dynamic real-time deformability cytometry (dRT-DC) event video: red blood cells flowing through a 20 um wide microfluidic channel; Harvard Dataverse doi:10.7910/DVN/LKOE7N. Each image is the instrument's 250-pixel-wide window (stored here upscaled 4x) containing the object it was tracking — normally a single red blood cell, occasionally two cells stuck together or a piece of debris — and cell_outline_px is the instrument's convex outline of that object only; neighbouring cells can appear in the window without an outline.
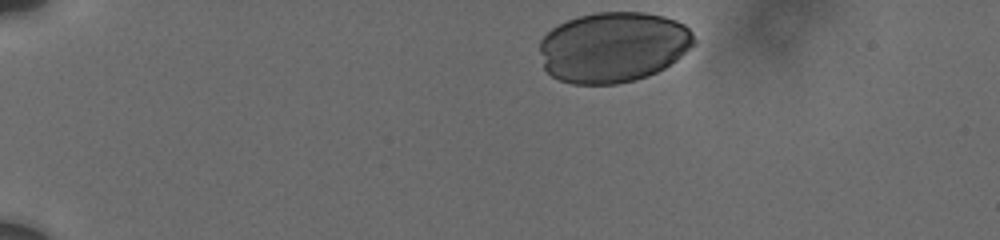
{"species": "human", "species_latin": "Homo sapiens", "temperature_condition": "cold", "stored_images_in_passage": 15, "camera_frame_rate_fps": 3000, "um_per_image_px": 0.085, "donor": {"sex": "male"}, "frame": {"image": 1, "passage_image": 1, "time_ms": 0.0, "image_size_px": [1000, 240], "cell_outline_px": [[696, 44], [676, 60], [664, 68], [648, 76], [636, 80], [616, 84], [572, 84], [560, 80], [552, 76], [544, 68], [540, 52], [540, 40], [552, 28], [568, 20], [580, 16], [596, 12], [644, 12], [664, 16], [676, 20], [684, 24], [692, 32], [696, 40]], "centroid_in_image_um": [52.15, 4.0], "position_along_channel_um": 32.9, "area_um2": 63.64}}